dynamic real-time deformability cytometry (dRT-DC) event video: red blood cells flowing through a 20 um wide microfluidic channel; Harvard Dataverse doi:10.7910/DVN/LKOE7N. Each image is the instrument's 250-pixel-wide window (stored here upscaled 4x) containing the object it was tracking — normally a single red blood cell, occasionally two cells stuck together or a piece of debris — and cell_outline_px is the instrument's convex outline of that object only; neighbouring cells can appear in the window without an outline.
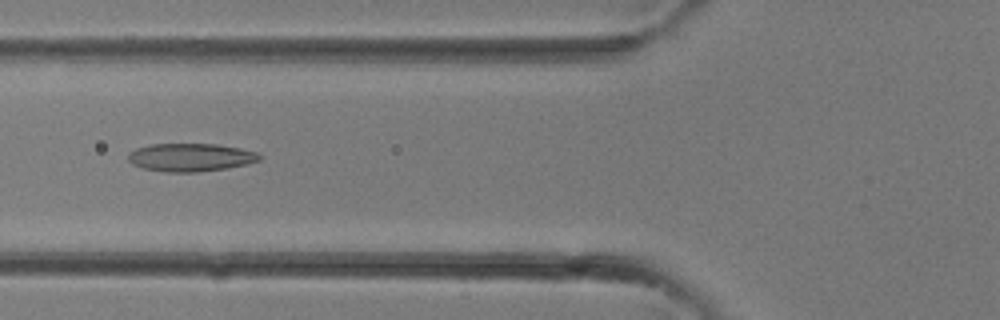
{"species": "common noctule bat (a hibernating species)", "species_latin": "Nyctalus noctula", "temperature_condition": "room temperature", "stored_images_in_passage": 33, "camera_frame_rate_fps": 3000, "um_per_image_px": 0.085, "animal": {"sex": "female"}, "frame": {"image": 1, "passage_image": 13, "time_ms": 4.0, "image_size_px": [1000, 320], "cell_outline_px": [[260, 160], [228, 168], [196, 172], [168, 172], [144, 168], [132, 164], [128, 160], [128, 152], [136, 148], [152, 144], [216, 144], [240, 148], [256, 152], [260, 156]], "centroid_in_image_um": [16.16, 13.37], "position_along_channel_um": 109.6, "area_um2": 21.33}}
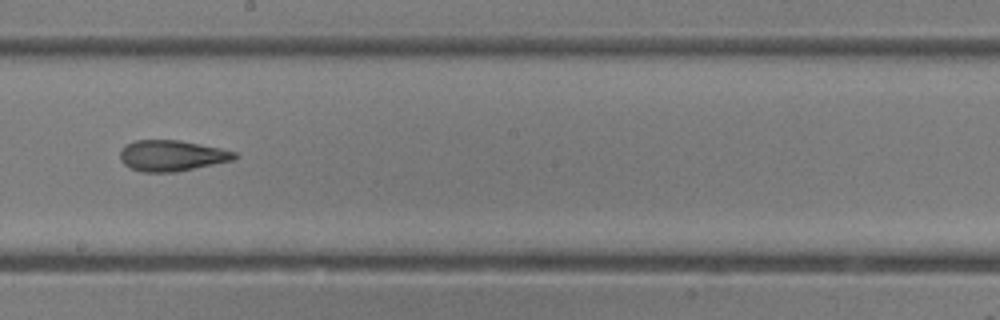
{"frame": {"image": 2, "passage_image": 19, "time_ms": 6.0, "image_size_px": [1000, 320], "cell_outline_px": [[240, 156], [232, 160], [176, 172], [140, 172], [124, 164], [120, 160], [120, 148], [124, 144], [136, 140], [180, 140], [220, 148], [236, 152]], "centroid_in_image_um": [14.57, 13.22], "position_along_channel_um": 233.6, "area_um2": 20.69}}
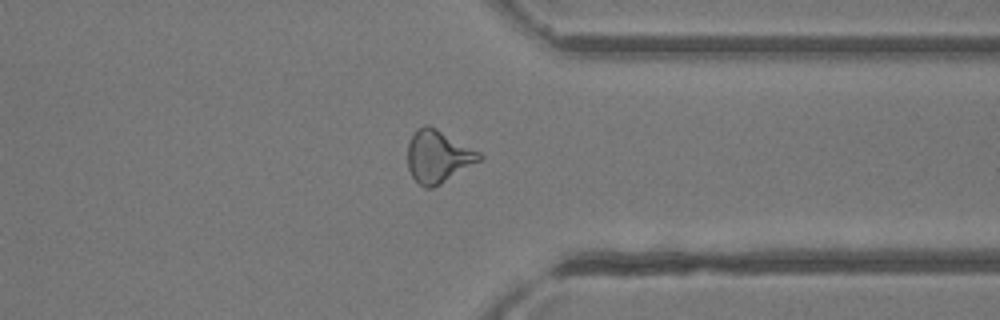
{"frame": {"image": 3, "passage_image": 26, "time_ms": 8.333, "image_size_px": [1000, 320], "cell_outline_px": [[484, 156], [480, 160], [440, 184], [432, 188], [424, 188], [412, 176], [408, 168], [408, 144], [416, 128], [424, 124], [428, 124], [436, 128], [480, 152]], "centroid_in_image_um": [37.22, 13.28], "position_along_channel_um": 374.2, "area_um2": 21.68}}